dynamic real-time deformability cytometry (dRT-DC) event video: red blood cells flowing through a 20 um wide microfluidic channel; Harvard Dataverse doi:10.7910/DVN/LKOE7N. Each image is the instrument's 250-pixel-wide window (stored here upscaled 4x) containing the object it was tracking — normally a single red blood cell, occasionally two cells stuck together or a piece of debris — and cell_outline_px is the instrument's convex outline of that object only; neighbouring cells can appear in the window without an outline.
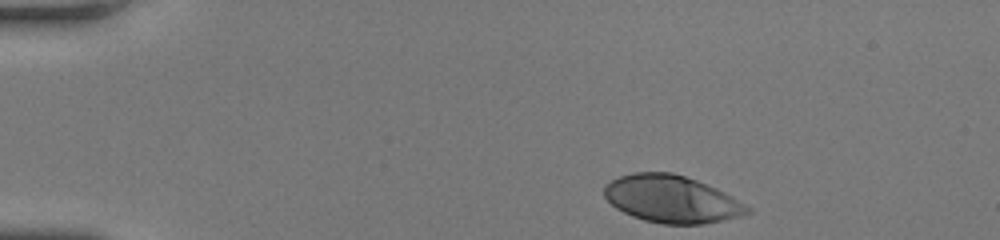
{"species": "human", "species_latin": "Homo sapiens", "temperature_condition": "room temperature", "stored_images_in_passage": 37, "camera_frame_rate_fps": 3000, "um_per_image_px": 0.085, "donor": {"sex": "female"}, "frame": {"image": 1, "passage_image": 1, "time_ms": 0.0, "image_size_px": [1000, 240], "cell_outline_px": [[752, 212], [740, 216], [704, 224], [664, 224], [644, 220], [632, 216], [616, 208], [604, 196], [604, 184], [620, 176], [632, 172], [672, 172], [696, 180], [716, 188], [732, 196], [752, 208]], "centroid_in_image_um": [57.09, 16.92], "position_along_channel_um": 27.9, "area_um2": 39.42}}
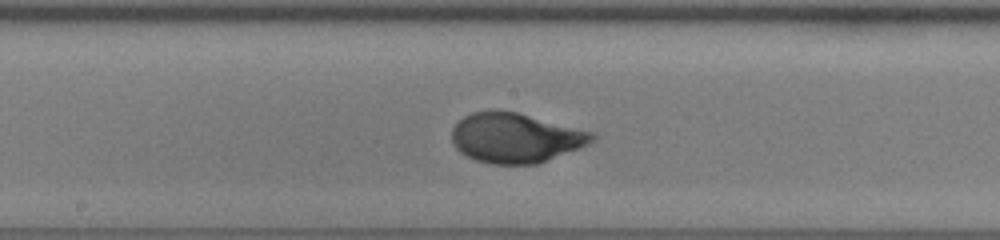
{"frame": {"image": 2, "passage_image": 21, "time_ms": 6.667, "image_size_px": [1000, 240], "cell_outline_px": [[600, 136], [596, 140], [588, 144], [536, 164], [492, 164], [476, 160], [460, 152], [456, 148], [452, 140], [452, 128], [464, 116], [472, 112], [496, 108], [516, 112], [596, 132]], "centroid_in_image_um": [43.84, 11.69], "position_along_channel_um": 204.4, "area_um2": 40.92}}
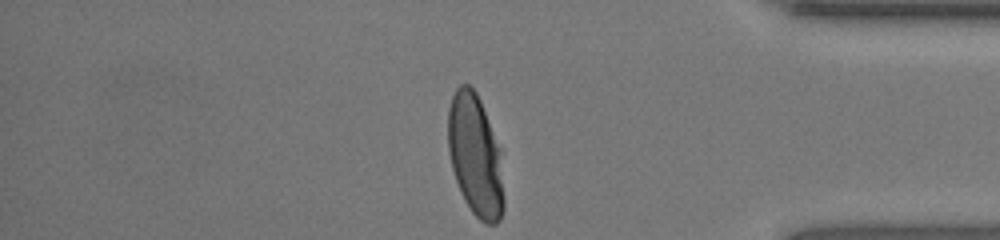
{"frame": {"image": 3, "passage_image": 37, "time_ms": 12.0, "image_size_px": [1000, 240], "cell_outline_px": [[504, 208], [500, 220], [496, 224], [488, 224], [480, 220], [472, 212], [464, 200], [456, 180], [452, 168], [448, 152], [448, 108], [452, 96], [456, 88], [460, 84], [468, 84], [476, 92], [480, 100], [500, 148], [504, 196]], "centroid_in_image_um": [40.4, 13.23], "position_along_channel_um": 394.8, "area_um2": 39.71}, "authors_computed_cell_mechanics": {"area_um2": 39.882, "velocity_mm_per_s": 3.9645, "shape_relaxation_time_tau1_ms": 3.9497, "shape_relaxation_time_tau2_ms": null, "deformation_change_tau1": 0.2278, "deformation_change_tau2": null}}